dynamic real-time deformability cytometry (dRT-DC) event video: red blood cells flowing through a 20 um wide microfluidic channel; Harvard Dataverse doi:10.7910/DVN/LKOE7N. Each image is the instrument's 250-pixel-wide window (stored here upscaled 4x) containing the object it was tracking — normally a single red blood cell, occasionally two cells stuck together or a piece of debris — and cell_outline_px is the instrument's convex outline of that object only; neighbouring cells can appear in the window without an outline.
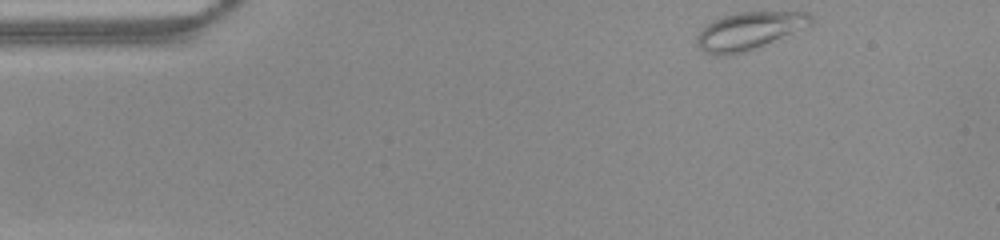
{"species": "common noctule bat (a hibernating species)", "species_latin": "Nyctalus noctula", "temperature_condition": "warm", "stored_images_in_passage": 25, "camera_frame_rate_fps": 3000, "um_per_image_px": 0.085, "animal": {"sex": "female", "body_mass_g": 22.0, "forearm_length_mm": 56.7}, "frame": {"image": 1, "passage_image": 1, "time_ms": 0.0, "image_size_px": [1000, 240], "cell_outline_px": [[812, 24], [764, 44], [744, 52], [724, 56], [716, 56], [704, 52], [696, 44], [696, 36], [712, 20], [720, 16], [736, 12], [808, 12], [812, 16]], "centroid_in_image_um": [63.61, 2.62], "position_along_channel_um": 21.4, "area_um2": 24.68}}
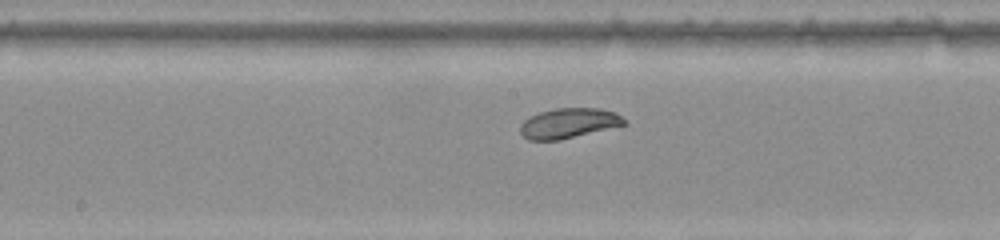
{"frame": {"image": 2, "passage_image": 21, "time_ms": 6.667, "image_size_px": [1000, 240], "cell_outline_px": [[628, 124], [560, 140], [528, 140], [520, 132], [520, 124], [528, 116], [540, 112], [556, 108], [600, 108], [616, 112], [628, 120]], "centroid_in_image_um": [48.37, 10.46], "position_along_channel_um": 199.8, "area_um2": 18.44}}
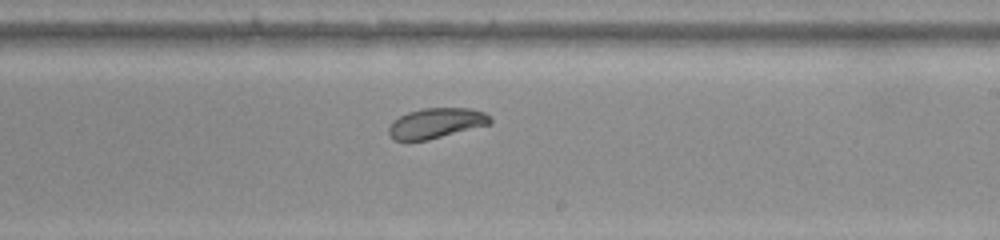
{"frame": {"image": 3, "passage_image": 25, "time_ms": 8.0, "image_size_px": [1000, 240], "cell_outline_px": [[492, 124], [428, 140], [396, 140], [388, 132], [388, 128], [392, 120], [408, 112], [424, 108], [468, 108], [484, 112], [492, 120]], "centroid_in_image_um": [37.09, 10.46], "position_along_channel_um": 251.9, "area_um2": 17.8}}